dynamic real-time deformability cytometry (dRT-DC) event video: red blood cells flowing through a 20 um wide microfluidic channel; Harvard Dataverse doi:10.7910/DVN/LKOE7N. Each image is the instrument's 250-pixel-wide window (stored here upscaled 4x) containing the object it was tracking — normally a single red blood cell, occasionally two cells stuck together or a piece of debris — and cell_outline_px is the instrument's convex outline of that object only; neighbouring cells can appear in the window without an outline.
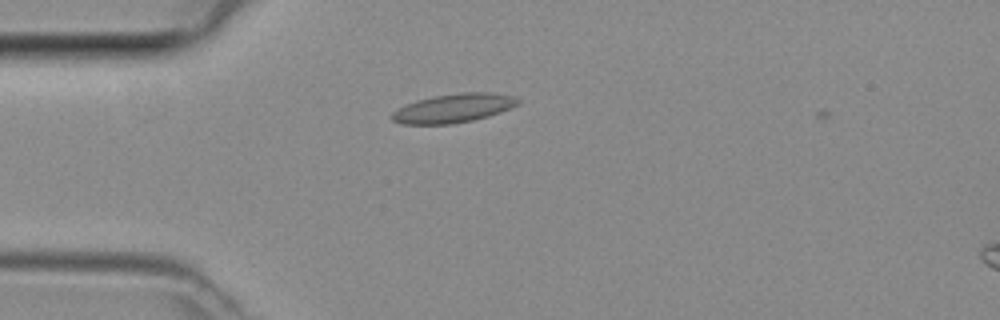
{"species": "common noctule bat (a hibernating species)", "species_latin": "Nyctalus noctula", "temperature_condition": "room temperature", "stored_images_in_passage": 3, "camera_frame_rate_fps": 3000, "um_per_image_px": 0.085, "animal": {"sex": "female", "body_mass_g": 29.2, "forearm_length_mm": 56.3}, "frame": {"image": 1, "passage_image": 3, "time_ms": 0.667, "image_size_px": [1000, 320], "cell_outline_px": [[520, 104], [512, 108], [488, 116], [472, 120], [452, 124], [404, 124], [392, 120], [388, 116], [392, 112], [416, 100], [432, 96], [460, 92], [496, 92], [512, 96], [520, 100]], "centroid_in_image_um": [38.57, 9.18], "position_along_channel_um": 46.4, "area_um2": 21.33}}